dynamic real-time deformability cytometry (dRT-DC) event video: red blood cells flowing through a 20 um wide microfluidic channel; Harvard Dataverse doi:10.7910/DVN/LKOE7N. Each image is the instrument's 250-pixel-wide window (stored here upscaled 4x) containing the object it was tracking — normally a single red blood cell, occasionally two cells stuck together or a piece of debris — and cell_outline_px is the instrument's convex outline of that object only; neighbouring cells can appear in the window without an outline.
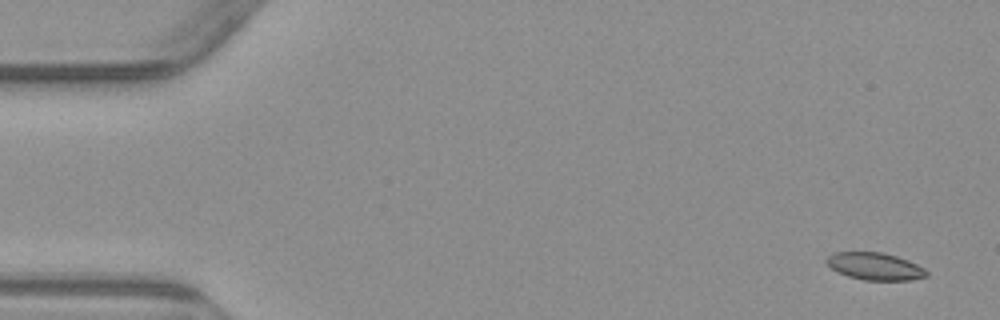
{"species": "common noctule bat (a hibernating species)", "species_latin": "Nyctalus noctula", "temperature_condition": "warm", "stored_images_in_passage": 6, "camera_frame_rate_fps": 3000, "um_per_image_px": 0.085, "animal": {"sex": "male", "body_mass_g": 23.1, "forearm_length_mm": 52.7}, "frame": {"image": 1, "passage_image": 1, "time_ms": 0.0, "image_size_px": [1000, 320], "cell_outline_px": [[928, 276], [912, 280], [864, 280], [848, 276], [836, 272], [824, 260], [828, 256], [836, 252], [880, 252], [896, 256], [908, 260], [924, 268], [928, 272]], "centroid_in_image_um": [74.37, 22.64], "position_along_channel_um": 10.6, "area_um2": 15.9}}
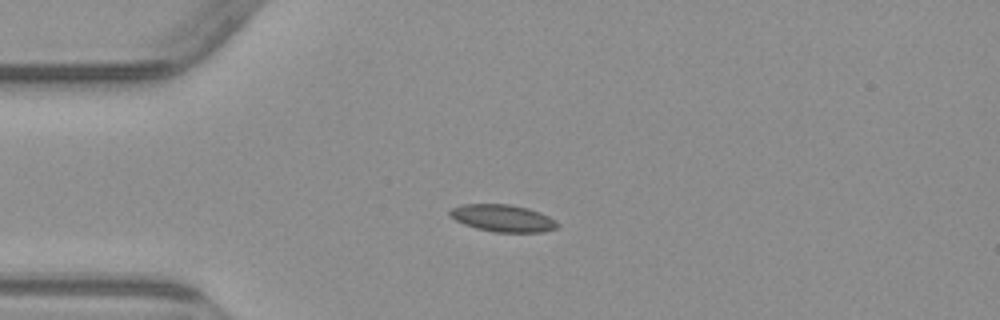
{"frame": {"image": 2, "passage_image": 4, "time_ms": 3.667, "image_size_px": [1000, 320], "cell_outline_px": [[560, 224], [556, 228], [544, 232], [496, 232], [476, 228], [464, 224], [456, 220], [448, 212], [452, 208], [464, 204], [508, 204], [528, 208], [540, 212], [556, 220]], "centroid_in_image_um": [42.77, 18.54], "position_along_channel_um": 42.2, "area_um2": 16.94}}
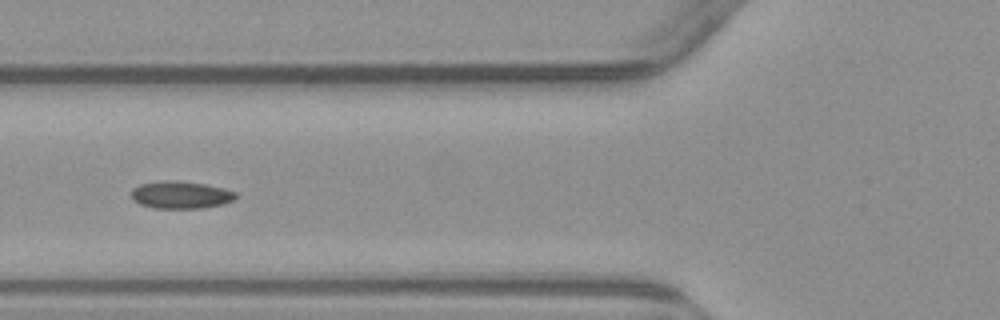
{"frame": {"image": 3, "passage_image": 6, "time_ms": 6.0, "image_size_px": [1000, 320], "cell_outline_px": [[236, 200], [220, 204], [200, 208], [156, 208], [140, 204], [132, 200], [132, 188], [140, 184], [164, 180], [176, 180], [204, 184], [224, 188], [236, 192]], "centroid_in_image_um": [15.35, 16.55], "position_along_channel_um": 110.4, "area_um2": 16.65}}